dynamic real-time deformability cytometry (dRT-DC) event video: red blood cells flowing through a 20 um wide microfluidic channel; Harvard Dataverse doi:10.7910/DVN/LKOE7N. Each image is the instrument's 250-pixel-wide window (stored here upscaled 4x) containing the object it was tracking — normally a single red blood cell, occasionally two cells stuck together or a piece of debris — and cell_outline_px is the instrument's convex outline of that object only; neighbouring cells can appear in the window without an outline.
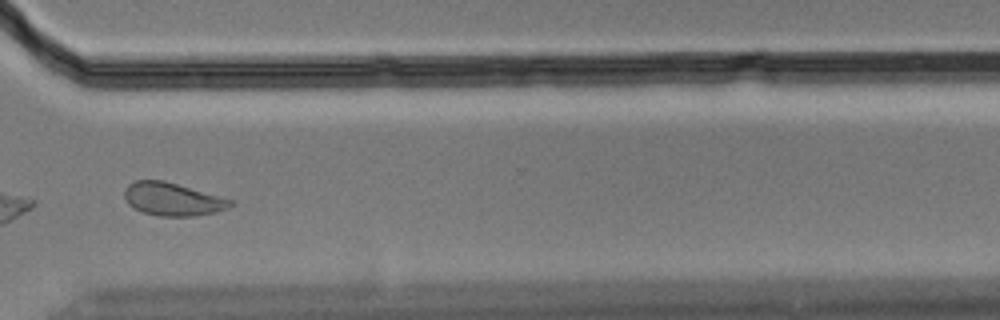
{"species": "Egyptian fruit bat (a non-hibernating species)", "species_latin": "Rousettus aegyptiacus", "temperature_condition": "cold", "stored_images_in_passage": 41, "camera_frame_rate_fps": 3000, "um_per_image_px": 0.085, "animal": {"sex": "male"}, "frame": {"image": 1, "passage_image": 30, "time_ms": 9.667, "image_size_px": [1000, 320], "cell_outline_px": [[236, 204], [228, 208], [216, 212], [192, 216], [160, 216], [144, 212], [128, 204], [124, 196], [124, 192], [128, 184], [136, 180], [164, 180], [224, 196], [236, 200]], "centroid_in_image_um": [14.76, 16.92], "position_along_channel_um": 355.8, "area_um2": 20.69}, "authors_computed_cell_mechanics": {"area_um2": 21.0392, "velocity_mm_per_s": 3.6379, "shape_relaxation_time_tau1_ms": 4.409, "shape_relaxation_time_tau2_ms": 1.933, "deformation_change_tau1": 0.1034, "deformation_change_tau2": 0.0659}}